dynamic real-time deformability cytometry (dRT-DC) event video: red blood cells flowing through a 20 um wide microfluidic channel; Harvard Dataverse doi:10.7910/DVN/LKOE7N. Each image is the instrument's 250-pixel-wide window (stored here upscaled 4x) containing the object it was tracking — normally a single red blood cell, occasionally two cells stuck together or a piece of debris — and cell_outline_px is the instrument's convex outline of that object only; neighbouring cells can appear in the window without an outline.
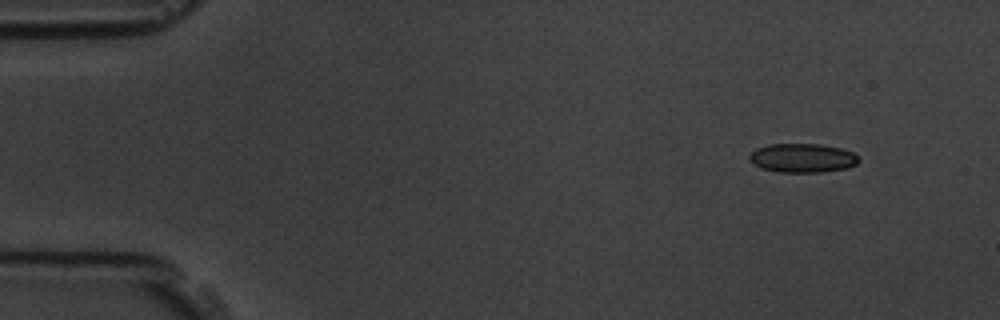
{"species": "common noctule bat (a hibernating species)", "species_latin": "Nyctalus noctula", "temperature_condition": "room temperature", "stored_images_in_passage": 3, "camera_frame_rate_fps": 3000, "um_per_image_px": 0.085, "animal": {"sex": "male", "body_mass_g": 19.5, "forearm_length_mm": 54.6}, "frame": {"image": 1, "passage_image": 1, "time_ms": 0.0, "image_size_px": [1000, 320], "cell_outline_px": [[860, 160], [856, 164], [848, 168], [820, 172], [780, 172], [760, 168], [752, 164], [748, 160], [748, 156], [756, 148], [768, 144], [820, 144], [840, 148], [852, 152]], "centroid_in_image_um": [68.16, 13.43], "position_along_channel_um": 16.8, "area_um2": 18.55}}